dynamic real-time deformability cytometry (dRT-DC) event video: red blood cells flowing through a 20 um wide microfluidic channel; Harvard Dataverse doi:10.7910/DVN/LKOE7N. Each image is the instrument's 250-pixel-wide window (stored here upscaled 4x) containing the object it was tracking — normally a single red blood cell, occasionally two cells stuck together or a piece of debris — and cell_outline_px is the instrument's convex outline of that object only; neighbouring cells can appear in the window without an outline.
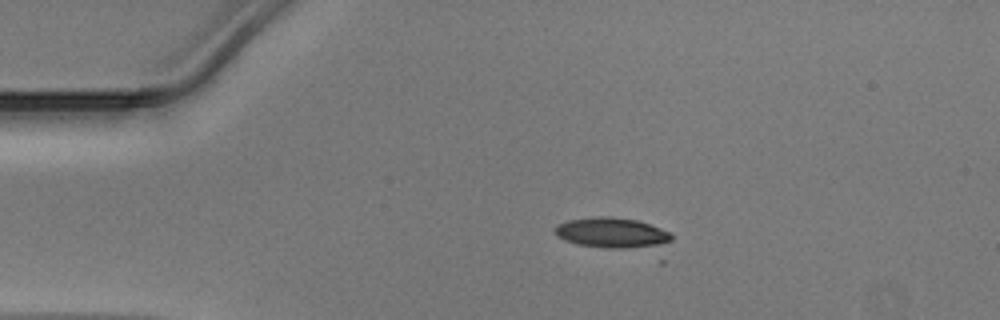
{"species": "Egyptian fruit bat (a non-hibernating species)", "species_latin": "Rousettus aegyptiacus", "temperature_condition": "warm", "stored_images_in_passage": 10, "camera_frame_rate_fps": 3000, "um_per_image_px": 0.085, "animal": {"sex": "male"}, "frame": {"image": 1, "passage_image": 1, "time_ms": 0.0, "image_size_px": [1000, 320], "cell_outline_px": [[672, 240], [656, 248], [604, 248], [576, 244], [564, 240], [556, 236], [552, 232], [552, 228], [556, 224], [568, 220], [600, 216], [608, 216], [636, 220], [660, 228], [668, 232], [672, 236]], "centroid_in_image_um": [51.98, 19.8], "position_along_channel_um": 33.0, "area_um2": 20.98}}
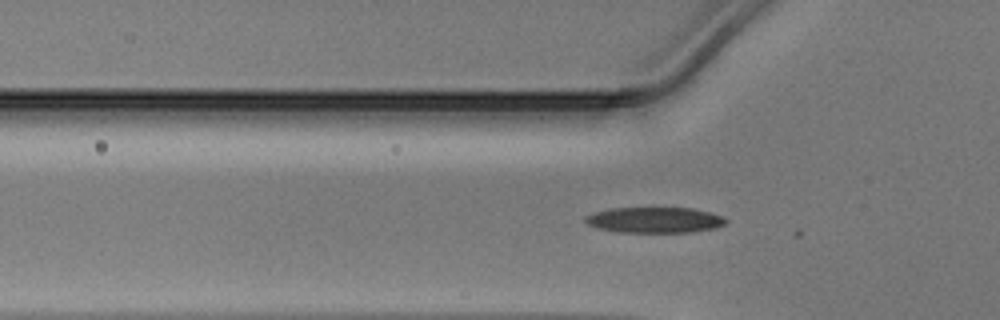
{"frame": {"image": 2, "passage_image": 7, "time_ms": 2.0, "image_size_px": [1000, 320], "cell_outline_px": [[728, 224], [716, 228], [692, 232], [620, 232], [600, 228], [588, 224], [584, 220], [584, 216], [596, 212], [612, 208], [692, 208], [724, 216], [728, 220]], "centroid_in_image_um": [55.71, 18.7], "position_along_channel_um": 70.1, "area_um2": 21.04}}